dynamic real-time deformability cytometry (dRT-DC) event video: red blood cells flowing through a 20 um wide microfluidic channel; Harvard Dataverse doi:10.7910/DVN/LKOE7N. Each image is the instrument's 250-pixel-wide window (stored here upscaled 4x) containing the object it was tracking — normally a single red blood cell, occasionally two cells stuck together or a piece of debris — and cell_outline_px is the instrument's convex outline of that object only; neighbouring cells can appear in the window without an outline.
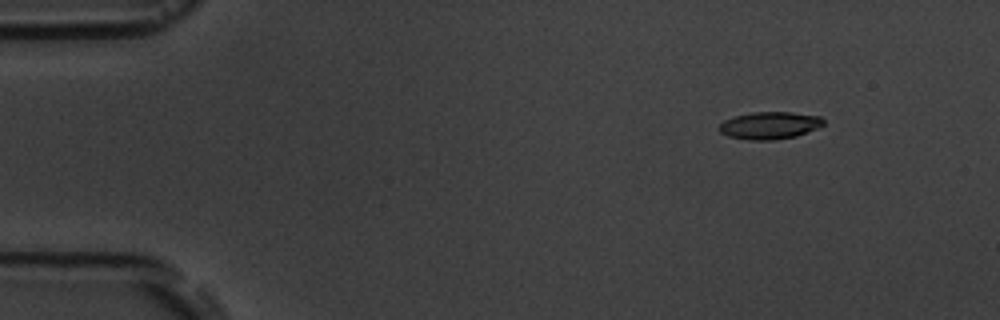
{"species": "common noctule bat (a hibernating species)", "species_latin": "Nyctalus noctula", "temperature_condition": "room temperature", "stored_images_in_passage": 5, "camera_frame_rate_fps": 3000, "um_per_image_px": 0.085, "animal": {"sex": "male", "body_mass_g": 19.5, "forearm_length_mm": 54.6}, "frame": {"image": 1, "passage_image": 2, "time_ms": 1.333, "image_size_px": [1000, 320], "cell_outline_px": [[824, 124], [816, 128], [796, 136], [772, 140], [748, 140], [728, 136], [720, 132], [716, 128], [724, 120], [732, 116], [752, 112], [792, 112], [820, 116], [824, 120]], "centroid_in_image_um": [65.37, 10.65], "position_along_channel_um": 19.6, "area_um2": 16.7}}
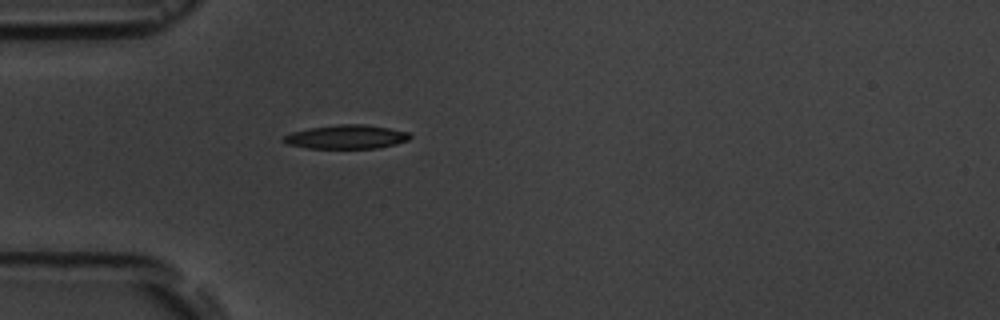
{"frame": {"image": 2, "passage_image": 5, "time_ms": 4.667, "image_size_px": [1000, 320], "cell_outline_px": [[412, 136], [408, 140], [396, 144], [376, 148], [308, 148], [288, 144], [280, 140], [284, 136], [292, 132], [308, 128], [340, 124], [364, 124], [388, 128], [408, 132]], "centroid_in_image_um": [29.43, 11.63], "position_along_channel_um": 55.6, "area_um2": 17.51}}